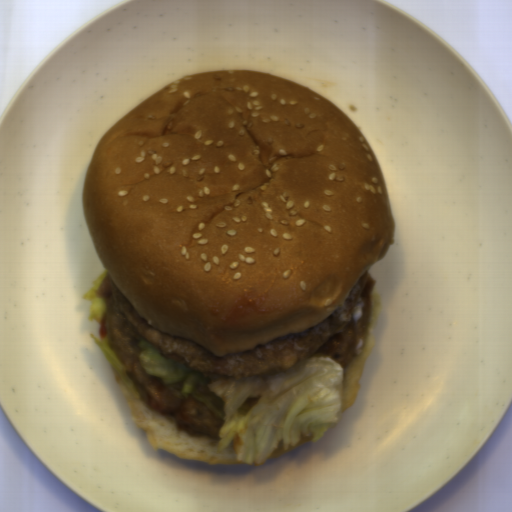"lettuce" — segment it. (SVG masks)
I'll use <instances>...</instances> for the list:
<instances>
[{
    "label": "lettuce",
    "instance_id": "obj_1",
    "mask_svg": "<svg viewBox=\"0 0 512 512\" xmlns=\"http://www.w3.org/2000/svg\"><path fill=\"white\" fill-rule=\"evenodd\" d=\"M138 361L149 375L165 385L184 383L182 396L205 404L224 423L217 429V454L233 441L236 460L262 466L283 442V451L304 437L312 443L336 428L342 412L344 368L332 356L314 353L289 371L249 376L236 380L221 375L211 383L201 371H191L176 359H166L146 340ZM198 384L224 401L221 412L215 404L196 392Z\"/></svg>",
    "mask_w": 512,
    "mask_h": 512
},
{
    "label": "lettuce",
    "instance_id": "obj_2",
    "mask_svg": "<svg viewBox=\"0 0 512 512\" xmlns=\"http://www.w3.org/2000/svg\"><path fill=\"white\" fill-rule=\"evenodd\" d=\"M108 271L106 268L102 271L101 275L96 277L92 282V287L88 292H86L82 296V300L89 301L93 304V306L89 309L88 320L89 322H93L95 320L100 324L102 318L107 312V303L106 298L97 297L96 290L99 289L107 276Z\"/></svg>",
    "mask_w": 512,
    "mask_h": 512
},
{
    "label": "lettuce",
    "instance_id": "obj_3",
    "mask_svg": "<svg viewBox=\"0 0 512 512\" xmlns=\"http://www.w3.org/2000/svg\"><path fill=\"white\" fill-rule=\"evenodd\" d=\"M89 337H91L92 339H94L96 341V343L100 347L101 351L107 358V360L110 363V365L112 366V368L119 373V375L121 376V378L123 379V381L125 382L127 387L129 388V390L135 396V398L141 399L138 395V392H137L133 382L131 381V379L127 373V368H126L125 364L122 363L117 358L116 353L113 352L110 348L109 333L103 339H98L94 334H91V333H90Z\"/></svg>",
    "mask_w": 512,
    "mask_h": 512
}]
</instances>
